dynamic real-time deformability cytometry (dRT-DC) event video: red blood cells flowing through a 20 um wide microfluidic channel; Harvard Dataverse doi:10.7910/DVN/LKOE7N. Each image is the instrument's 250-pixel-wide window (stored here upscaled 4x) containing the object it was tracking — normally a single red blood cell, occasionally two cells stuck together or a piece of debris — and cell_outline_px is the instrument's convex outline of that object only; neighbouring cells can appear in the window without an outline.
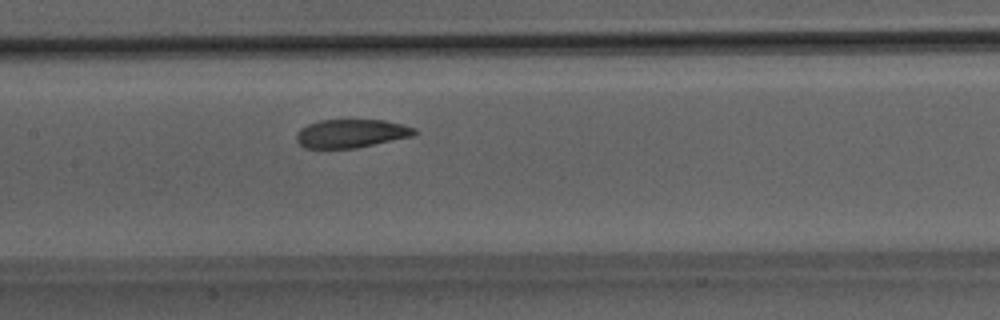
{"species": "Egyptian fruit bat (a non-hibernating species)", "species_latin": "Rousettus aegyptiacus", "temperature_condition": "room temperature", "stored_images_in_passage": 44, "camera_frame_rate_fps": 3000, "um_per_image_px": 0.085, "animal": {"sex": "male"}, "frame": {"image": 1, "passage_image": 18, "time_ms": 5.667, "image_size_px": [1000, 320], "cell_outline_px": [[420, 132], [416, 136], [356, 148], [304, 148], [296, 140], [296, 132], [300, 128], [308, 124], [320, 120], [384, 120], [416, 128]], "centroid_in_image_um": [29.89, 11.35], "position_along_channel_um": 177.5, "area_um2": 19.83}}
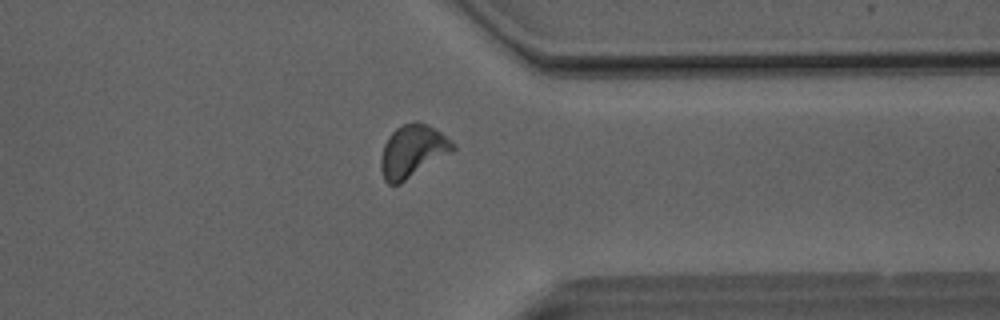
{"frame": {"image": 2, "passage_image": 33, "time_ms": 10.667, "image_size_px": [1000, 320], "cell_outline_px": [[456, 148], [452, 152], [400, 184], [388, 184], [384, 180], [380, 168], [380, 156], [384, 144], [388, 136], [396, 128], [404, 124], [416, 120], [428, 124], [452, 140], [456, 144]], "centroid_in_image_um": [35.06, 12.84], "position_along_channel_um": 376.3, "area_um2": 22.25}}
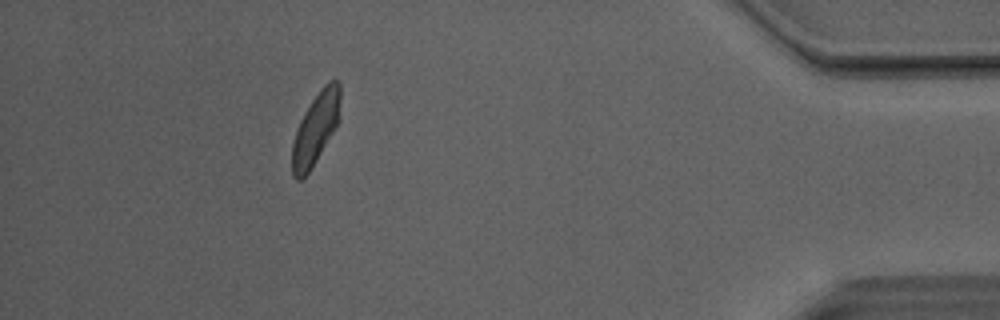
{"frame": {"image": 3, "passage_image": 39, "time_ms": 12.667, "image_size_px": [1000, 320], "cell_outline_px": [[340, 100], [336, 124], [332, 132], [308, 172], [300, 180], [296, 180], [292, 176], [292, 144], [300, 120], [304, 112], [320, 88], [328, 80], [336, 80], [340, 84]], "centroid_in_image_um": [26.8, 10.89], "position_along_channel_um": 408.4, "area_um2": 19.42}, "authors_computed_cell_mechanics": {"area_um2": 20.9814, "velocity_mm_per_s": 4.0496, "shape_relaxation_time_tau1_ms": 4.1525, "shape_relaxation_time_tau2_ms": 2.6512, "deformation_change_tau1": 0.1216, "deformation_change_tau2": 0.0678}}